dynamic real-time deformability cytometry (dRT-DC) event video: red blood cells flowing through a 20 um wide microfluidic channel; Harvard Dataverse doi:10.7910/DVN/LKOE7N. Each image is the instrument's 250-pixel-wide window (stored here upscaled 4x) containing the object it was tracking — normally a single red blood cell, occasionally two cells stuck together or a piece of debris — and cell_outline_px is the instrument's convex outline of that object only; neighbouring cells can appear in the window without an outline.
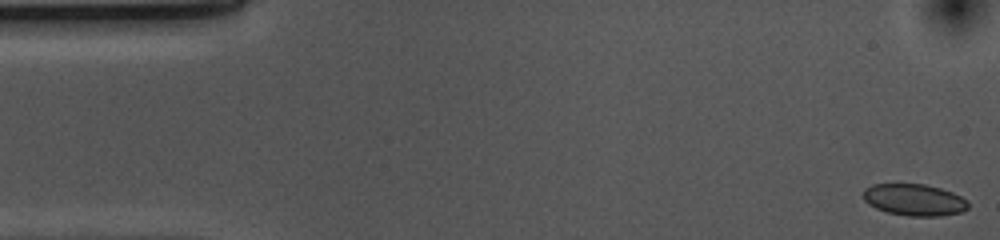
{"species": "common noctule bat (a hibernating species)", "species_latin": "Nyctalus noctula", "temperature_condition": "cold", "stored_images_in_passage": 53, "camera_frame_rate_fps": 3000, "um_per_image_px": 0.085, "animal": {"sex": "female", "body_mass_g": 10.0, "forearm_length_mm": 53.1}, "frame": {"image": 1, "passage_image": 1, "time_ms": 0.0, "image_size_px": [1000, 240], "cell_outline_px": [[968, 208], [960, 212], [940, 216], [908, 216], [888, 212], [876, 208], [868, 204], [864, 200], [864, 188], [872, 184], [924, 184], [940, 188], [952, 192], [968, 200]], "centroid_in_image_um": [77.71, 16.98], "position_along_channel_um": 7.3, "area_um2": 19.36}}
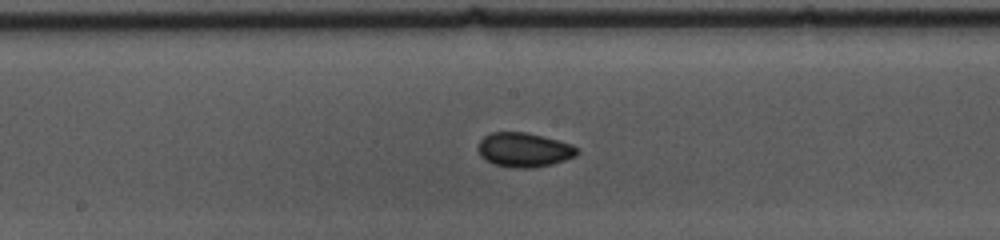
{"frame": {"image": 2, "passage_image": 26, "time_ms": 8.333, "image_size_px": [1000, 240], "cell_outline_px": [[580, 152], [576, 156], [552, 164], [532, 168], [512, 168], [492, 164], [480, 156], [476, 148], [480, 140], [484, 136], [492, 132], [528, 132], [572, 144], [580, 148]], "centroid_in_image_um": [44.54, 12.74], "position_along_channel_um": 203.7, "area_um2": 20.17}}
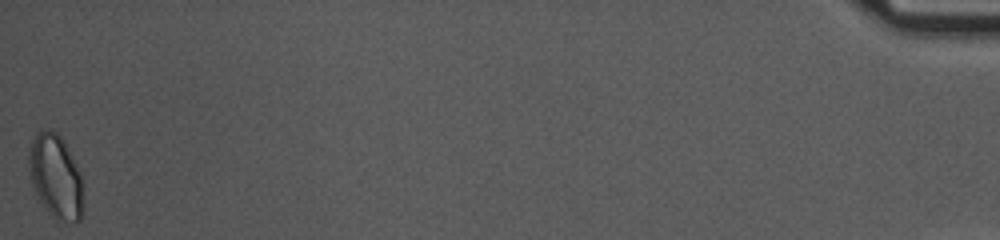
{"frame": {"image": 3, "passage_image": 53, "time_ms": 17.333, "image_size_px": [1000, 240], "cell_outline_px": [[84, 208], [80, 220], [76, 224], [56, 220], [44, 208], [32, 184], [28, 168], [28, 156], [32, 140], [36, 132], [44, 128], [48, 128], [56, 132], [64, 140], [80, 172], [84, 196]], "centroid_in_image_um": [4.76, 15.03], "position_along_channel_um": 430.4, "area_um2": 27.17}, "authors_computed_cell_mechanics": {"area_um2": 19.5364, "velocity_mm_per_s": 3.6802, "shape_relaxation_time_tau1_ms": 7.0835, "shape_relaxation_time_tau2_ms": 1.3764, "deformation_change_tau1": 0.0735, "deformation_change_tau2": 0.0487}}